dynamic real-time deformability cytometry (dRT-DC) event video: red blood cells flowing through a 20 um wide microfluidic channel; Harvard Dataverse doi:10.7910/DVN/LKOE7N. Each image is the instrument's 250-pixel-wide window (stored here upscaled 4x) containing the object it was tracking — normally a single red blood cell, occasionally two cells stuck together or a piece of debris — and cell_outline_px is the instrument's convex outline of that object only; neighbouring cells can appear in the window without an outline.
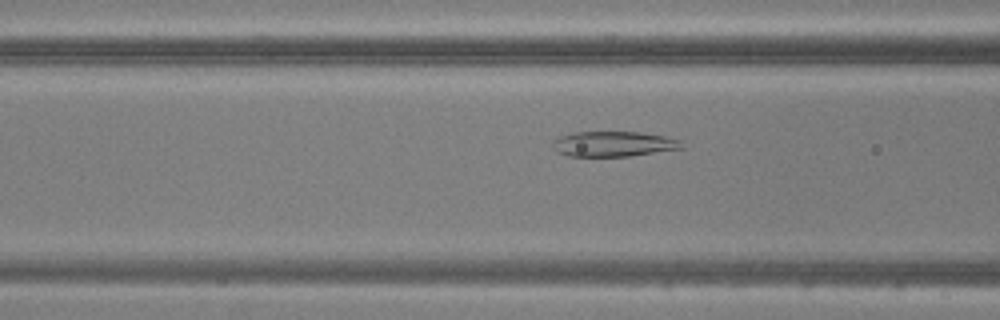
{"species": "common noctule bat (a hibernating species)", "species_latin": "Nyctalus noctula", "temperature_condition": "warm", "stored_images_in_passage": 40, "camera_frame_rate_fps": 3000, "um_per_image_px": 0.085, "animal": {"sex": "male", "body_mass_g": 20.5, "forearm_length_mm": 52.5}, "frame": {"image": 1, "passage_image": 14, "time_ms": 4.333, "image_size_px": [1000, 320], "cell_outline_px": [[684, 148], [628, 156], [568, 156], [556, 152], [552, 148], [552, 140], [560, 136], [572, 132], [640, 132], [664, 136], [680, 140]], "centroid_in_image_um": [52.09, 12.23], "position_along_channel_um": 114.5, "area_um2": 19.02}}
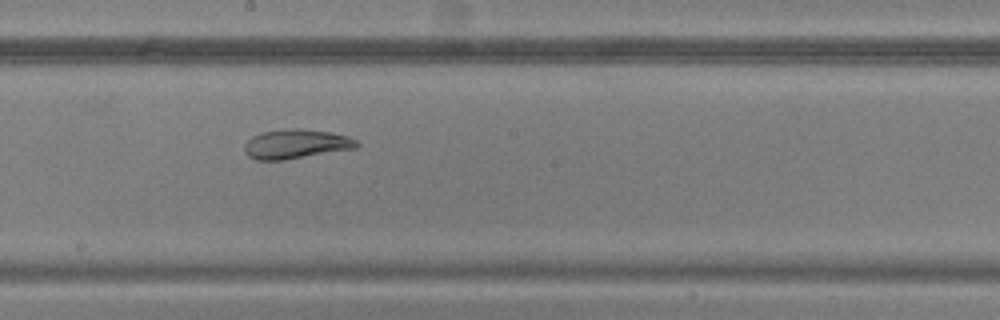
{"frame": {"image": 2, "passage_image": 22, "time_ms": 7.0, "image_size_px": [1000, 320], "cell_outline_px": [[360, 144], [356, 148], [284, 160], [256, 160], [248, 156], [244, 152], [244, 144], [252, 136], [264, 132], [292, 128], [300, 128], [332, 132], [348, 136], [356, 140]], "centroid_in_image_um": [25.16, 12.24], "position_along_channel_um": 223.0, "area_um2": 19.25}}
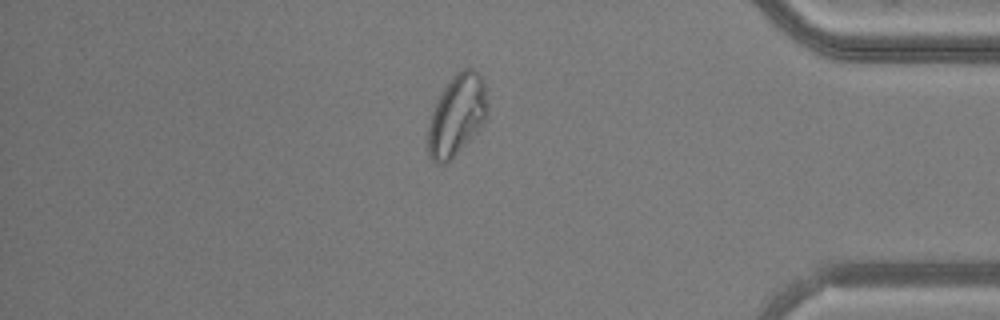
{"frame": {"image": 3, "passage_image": 37, "time_ms": 12.0, "image_size_px": [1000, 320], "cell_outline_px": [[488, 112], [484, 120], [472, 136], [452, 160], [444, 164], [436, 164], [428, 156], [428, 128], [432, 112], [444, 88], [456, 72], [464, 68], [472, 68], [484, 80], [488, 104]], "centroid_in_image_um": [38.83, 9.81], "position_along_channel_um": 396.4, "area_um2": 27.8}}